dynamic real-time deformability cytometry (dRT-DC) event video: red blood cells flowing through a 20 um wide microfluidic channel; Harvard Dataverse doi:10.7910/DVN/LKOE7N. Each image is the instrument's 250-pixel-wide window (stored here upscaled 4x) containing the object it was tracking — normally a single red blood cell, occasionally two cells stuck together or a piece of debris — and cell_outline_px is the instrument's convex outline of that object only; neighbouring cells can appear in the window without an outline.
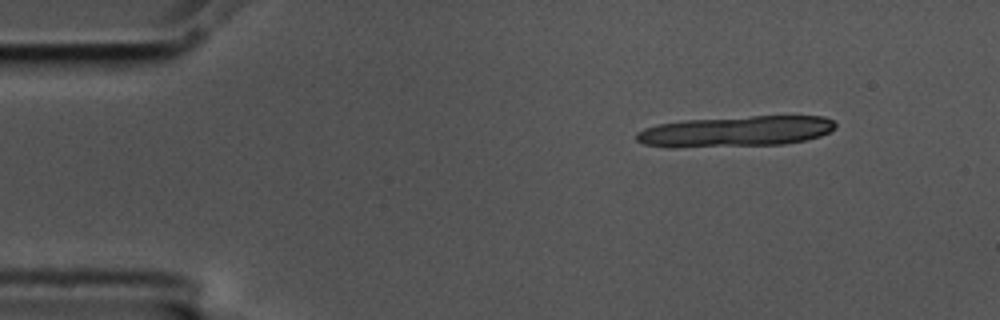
{"species": "common noctule bat (a hibernating species)", "species_latin": "Nyctalus noctula", "temperature_condition": "cold", "stored_images_in_passage": 35, "segment_of_instrument_passage": [1, 2], "camera_frame_rate_fps": 3000, "um_per_image_px": 0.085, "animal": {"sex": "male", "body_mass_g": 17.5, "forearm_length_mm": 52.3}, "frame": {"image": 1, "passage_image": 2, "time_ms": 0.333, "image_size_px": [1000, 320], "cell_outline_px": [[836, 128], [820, 136], [804, 140], [784, 144], [644, 144], [636, 140], [636, 132], [644, 128], [660, 124], [684, 120], [752, 116], [824, 116], [832, 120], [836, 124]], "centroid_in_image_um": [62.7, 11.1], "position_along_channel_um": 22.3, "area_um2": 33.7}}